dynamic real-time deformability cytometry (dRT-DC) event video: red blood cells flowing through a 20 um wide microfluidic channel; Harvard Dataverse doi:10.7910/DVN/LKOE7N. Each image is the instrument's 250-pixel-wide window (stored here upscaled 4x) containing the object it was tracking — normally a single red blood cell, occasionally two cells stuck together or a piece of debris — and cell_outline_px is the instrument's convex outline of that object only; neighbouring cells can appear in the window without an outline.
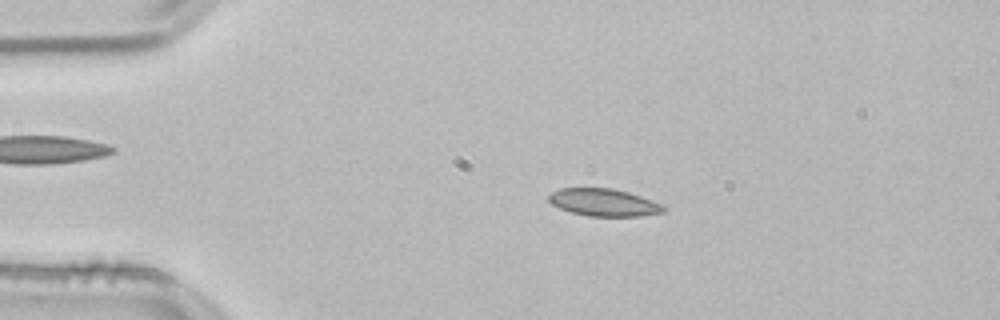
{"species": "common noctule bat (a hibernating species)", "species_latin": "Nyctalus noctula", "temperature_condition": "room temperature", "stored_images_in_passage": 52, "camera_frame_rate_fps": 3000, "um_per_image_px": 0.085, "animal": {"sex": "male", "body_mass_g": 21.5, "forearm_length_mm": 52.0}, "frame": {"image": 1, "passage_image": 10, "time_ms": 3.0, "image_size_px": [1000, 320], "cell_outline_px": [[668, 208], [664, 212], [640, 216], [588, 216], [572, 212], [560, 208], [552, 204], [548, 200], [548, 196], [552, 192], [560, 188], [612, 188], [628, 192], [664, 204]], "centroid_in_image_um": [51.36, 17.21], "position_along_channel_um": 33.6, "area_um2": 18.38}}
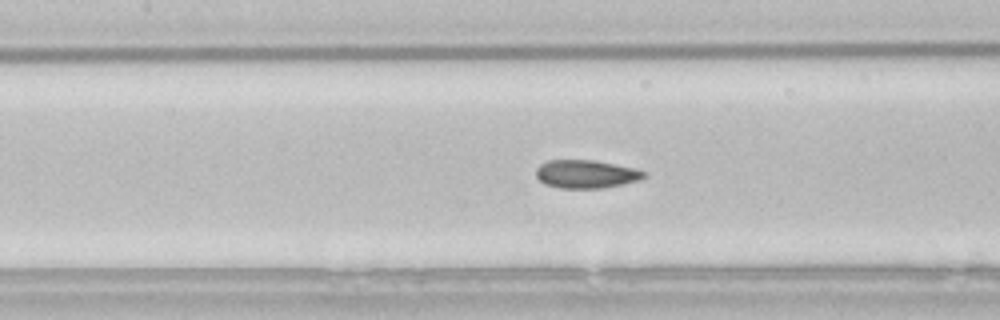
{"frame": {"image": 2, "passage_image": 23, "time_ms": 7.333, "image_size_px": [1000, 320], "cell_outline_px": [[644, 176], [636, 180], [604, 188], [560, 188], [544, 184], [536, 176], [536, 168], [540, 164], [548, 160], [592, 160], [632, 168], [644, 172]], "centroid_in_image_um": [49.71, 14.8], "position_along_channel_um": 157.7, "area_um2": 17.34}}
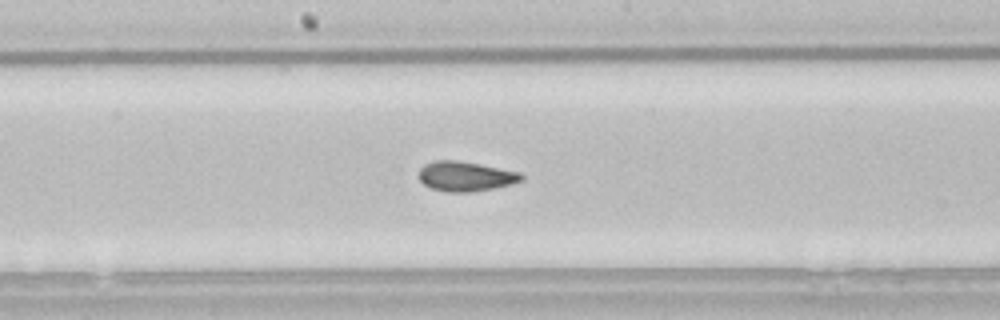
{"frame": {"image": 3, "passage_image": 27, "time_ms": 8.667, "image_size_px": [1000, 320], "cell_outline_px": [[524, 180], [492, 188], [468, 192], [448, 192], [432, 188], [424, 184], [420, 180], [420, 168], [424, 164], [432, 160], [456, 160], [480, 164], [520, 172], [524, 176]], "centroid_in_image_um": [39.56, 14.97], "position_along_channel_um": 208.6, "area_um2": 17.63}, "authors_computed_cell_mechanics": {"area_um2": 17.918, "velocity_mm_per_s": 3.8292, "shape_relaxation_time_tau1_ms": null, "shape_relaxation_time_tau2_ms": 2.1961, "deformation_change_tau1": null, "deformation_change_tau2": 0.0358}}